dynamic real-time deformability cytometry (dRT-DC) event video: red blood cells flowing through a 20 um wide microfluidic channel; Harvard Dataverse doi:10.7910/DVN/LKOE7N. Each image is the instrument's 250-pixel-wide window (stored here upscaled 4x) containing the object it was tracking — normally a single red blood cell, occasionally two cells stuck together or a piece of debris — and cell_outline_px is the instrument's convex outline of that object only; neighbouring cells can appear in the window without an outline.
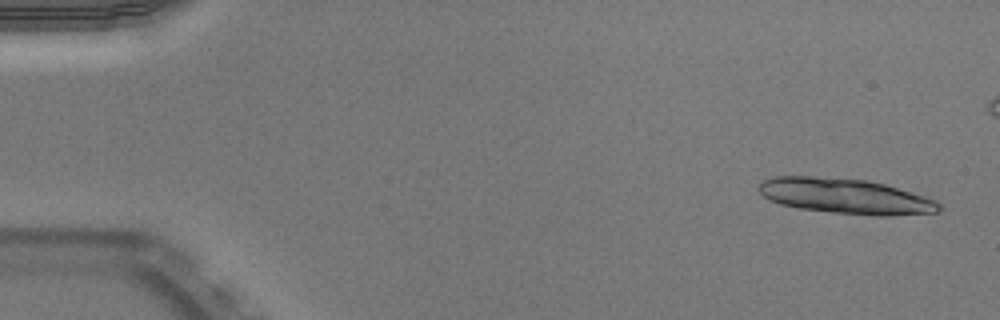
{"species": "Egyptian fruit bat (a non-hibernating species)", "species_latin": "Rousettus aegyptiacus", "temperature_condition": "warm", "stored_images_in_passage": 13, "camera_frame_rate_fps": 3000, "um_per_image_px": 0.085, "animal": {"sex": "male"}, "frame": {"image": 1, "passage_image": 1, "time_ms": 0.0, "image_size_px": [1000, 320], "cell_outline_px": [[944, 208], [940, 212], [888, 216], [872, 216], [828, 212], [800, 208], [780, 204], [768, 200], [756, 188], [760, 180], [772, 176], [812, 176], [868, 180], [884, 184], [912, 192], [936, 200]], "centroid_in_image_um": [71.85, 16.68], "position_along_channel_um": 13.2, "area_um2": 37.57}}